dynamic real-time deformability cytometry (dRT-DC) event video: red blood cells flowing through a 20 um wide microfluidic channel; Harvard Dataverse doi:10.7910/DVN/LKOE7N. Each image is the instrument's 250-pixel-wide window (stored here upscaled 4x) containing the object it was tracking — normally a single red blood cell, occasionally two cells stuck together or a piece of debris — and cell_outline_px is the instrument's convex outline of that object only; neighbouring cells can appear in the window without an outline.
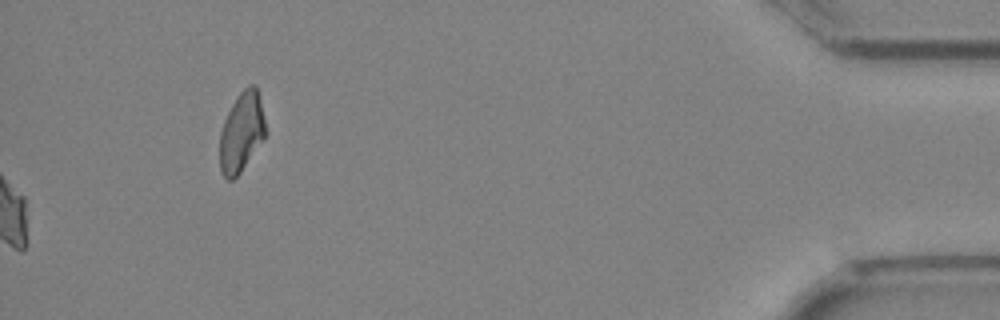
{"species": "Egyptian fruit bat (a non-hibernating species)", "species_latin": "Rousettus aegyptiacus", "temperature_condition": "cold", "stored_images_in_passage": 36, "camera_frame_rate_fps": 3000, "um_per_image_px": 0.085, "animal": {"sex": "female"}, "frame": {"image": 1, "passage_image": 36, "time_ms": 11.667, "image_size_px": [1000, 320], "cell_outline_px": [[264, 140], [240, 172], [232, 180], [228, 180], [220, 172], [220, 132], [224, 120], [236, 96], [248, 84], [256, 84], [260, 100], [264, 120]], "centroid_in_image_um": [20.51, 11.22], "position_along_channel_um": 414.7, "area_um2": 21.1}}